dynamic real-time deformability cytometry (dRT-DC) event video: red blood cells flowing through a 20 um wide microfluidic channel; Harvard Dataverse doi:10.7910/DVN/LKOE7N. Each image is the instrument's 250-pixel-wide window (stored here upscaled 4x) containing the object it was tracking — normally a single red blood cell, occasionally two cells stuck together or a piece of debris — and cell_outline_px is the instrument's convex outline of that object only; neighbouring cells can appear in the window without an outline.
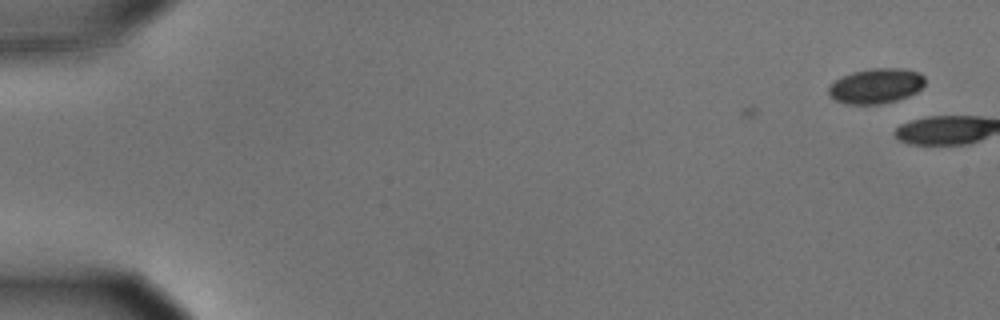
{"species": "common noctule bat (a hibernating species)", "species_latin": "Nyctalus noctula", "temperature_condition": "cold", "stored_images_in_passage": 7, "camera_frame_rate_fps": 3000, "um_per_image_px": 0.085, "animal": {"sex": "male", "body_mass_g": 15.6}, "frame": {"image": 1, "passage_image": 7, "time_ms": 2.0, "image_size_px": [1000, 320], "cell_outline_px": [[924, 84], [916, 92], [908, 96], [896, 100], [880, 104], [848, 104], [836, 100], [828, 92], [828, 88], [836, 80], [852, 72], [872, 68], [904, 68], [920, 72], [924, 76]], "centroid_in_image_um": [74.49, 7.29], "position_along_channel_um": 10.5, "area_um2": 19.54}}